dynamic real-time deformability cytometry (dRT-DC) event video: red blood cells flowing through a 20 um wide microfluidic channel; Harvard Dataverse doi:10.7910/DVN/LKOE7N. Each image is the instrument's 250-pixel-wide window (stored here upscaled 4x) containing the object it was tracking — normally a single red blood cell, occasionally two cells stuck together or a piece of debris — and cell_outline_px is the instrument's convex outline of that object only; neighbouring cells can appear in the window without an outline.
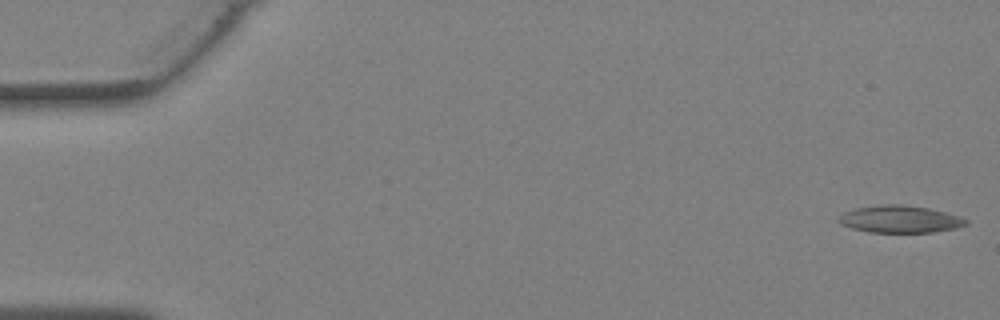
{"species": "Egyptian fruit bat (a non-hibernating species)", "species_latin": "Rousettus aegyptiacus", "temperature_condition": "warm", "stored_images_in_passage": 39, "camera_frame_rate_fps": 3000, "um_per_image_px": 0.085, "animal": {"sex": "female"}, "frame": {"image": 1, "passage_image": 1, "time_ms": 0.0, "image_size_px": [1000, 320], "cell_outline_px": [[968, 224], [956, 228], [932, 232], [868, 232], [852, 228], [840, 224], [836, 220], [844, 212], [856, 208], [880, 204], [900, 204], [928, 208], [960, 216], [968, 220]], "centroid_in_image_um": [76.48, 18.63], "position_along_channel_um": 8.5, "area_um2": 20.17}}
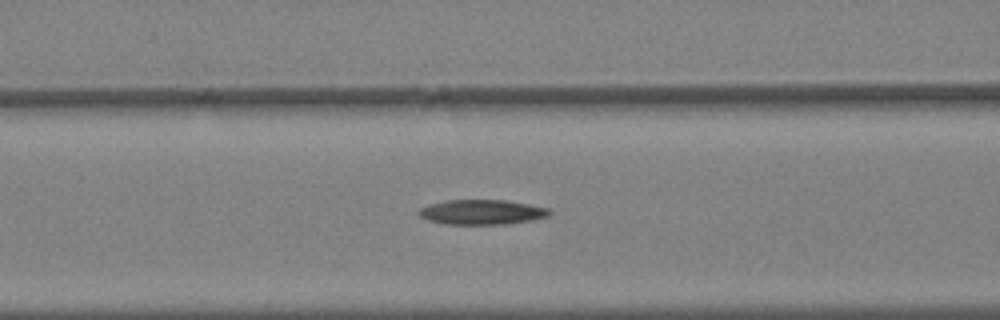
{"frame": {"image": 2, "passage_image": 16, "time_ms": 5.0, "image_size_px": [1000, 320], "cell_outline_px": [[552, 212], [548, 216], [532, 220], [504, 224], [444, 224], [428, 220], [420, 216], [416, 212], [420, 208], [432, 204], [448, 200], [504, 200], [528, 204], [548, 208]], "centroid_in_image_um": [40.95, 18.03], "position_along_channel_um": 125.6, "area_um2": 18.79}}
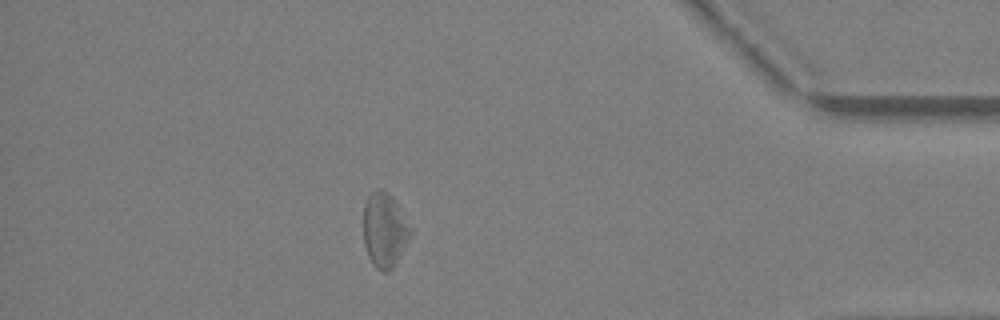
{"frame": {"image": 3, "passage_image": 34, "time_ms": 11.0, "image_size_px": [1000, 320], "cell_outline_px": [[412, 232], [396, 264], [388, 272], [384, 272], [376, 268], [372, 264], [368, 256], [364, 244], [364, 204], [368, 196], [376, 188], [380, 188], [392, 196], [412, 228]], "centroid_in_image_um": [32.68, 19.56], "position_along_channel_um": 402.5, "area_um2": 20.46}}